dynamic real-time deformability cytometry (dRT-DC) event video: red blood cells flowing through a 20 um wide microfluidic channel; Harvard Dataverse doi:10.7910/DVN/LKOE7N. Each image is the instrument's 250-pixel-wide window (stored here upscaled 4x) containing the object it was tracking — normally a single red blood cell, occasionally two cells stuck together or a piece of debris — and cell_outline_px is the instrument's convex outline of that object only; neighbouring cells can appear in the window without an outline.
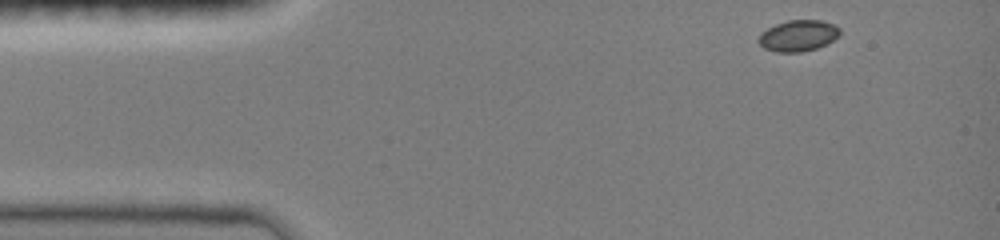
{"species": "common noctule bat (a hibernating species)", "species_latin": "Nyctalus noctula", "temperature_condition": "room temperature", "stored_images_in_passage": 41, "camera_frame_rate_fps": 3000, "um_per_image_px": 0.085, "animal": {"sex": "female", "body_mass_g": 19.0, "forearm_length_mm": 51.5}, "frame": {"image": 1, "passage_image": 1, "time_ms": 0.0, "image_size_px": [1000, 240], "cell_outline_px": [[840, 36], [816, 48], [800, 52], [776, 52], [764, 48], [756, 40], [760, 32], [776, 24], [788, 20], [820, 20], [836, 24], [840, 28]], "centroid_in_image_um": [67.83, 3.02], "position_along_channel_um": 17.2, "area_um2": 14.85}}
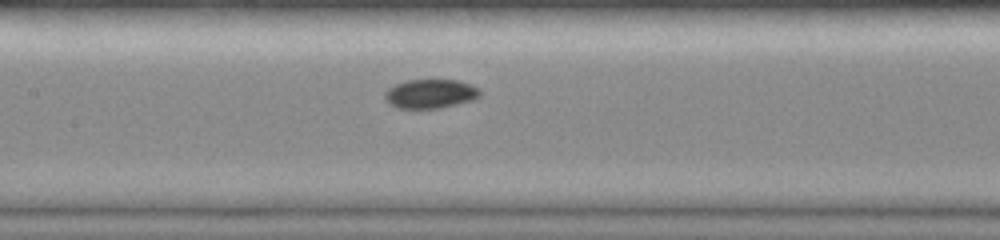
{"frame": {"image": 2, "passage_image": 18, "time_ms": 5.667, "image_size_px": [1000, 240], "cell_outline_px": [[480, 96], [472, 100], [440, 108], [396, 108], [388, 104], [384, 100], [384, 92], [388, 88], [396, 84], [408, 80], [460, 80], [480, 88]], "centroid_in_image_um": [36.56, 7.97], "position_along_channel_um": 170.8, "area_um2": 16.24}}
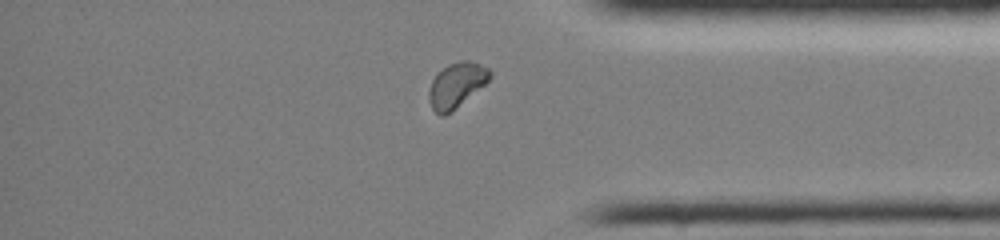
{"frame": {"image": 3, "passage_image": 35, "time_ms": 11.333, "image_size_px": [1000, 240], "cell_outline_px": [[492, 76], [484, 84], [444, 116], [440, 116], [432, 108], [428, 100], [428, 92], [432, 80], [448, 64], [460, 60], [472, 60], [488, 68], [492, 72]], "centroid_in_image_um": [38.79, 7.2], "position_along_channel_um": 396.4, "area_um2": 15.55}, "authors_computed_cell_mechanics": {"area_um2": 15.4904, "velocity_mm_per_s": 4.0348, "shape_relaxation_time_tau1_ms": 2.9577, "shape_relaxation_time_tau2_ms": null, "deformation_change_tau1": 0.0615, "deformation_change_tau2": null}}